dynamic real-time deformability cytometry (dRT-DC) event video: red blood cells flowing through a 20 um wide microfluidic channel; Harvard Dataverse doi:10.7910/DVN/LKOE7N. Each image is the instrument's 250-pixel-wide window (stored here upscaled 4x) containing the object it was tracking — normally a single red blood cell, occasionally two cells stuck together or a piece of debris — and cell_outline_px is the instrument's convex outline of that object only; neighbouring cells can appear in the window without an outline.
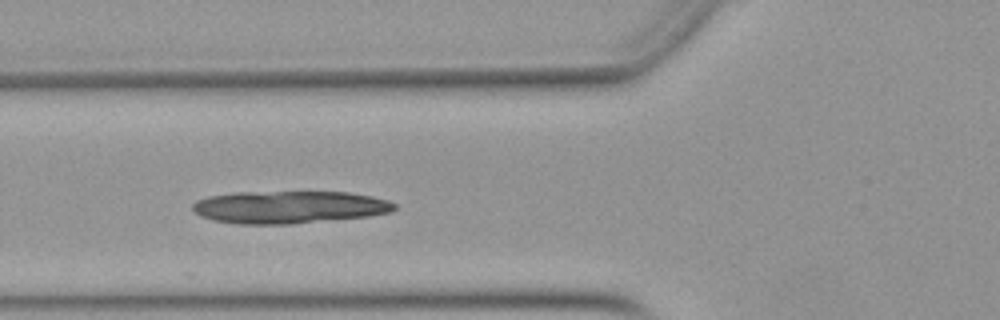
{"species": "Egyptian fruit bat (a non-hibernating species)", "species_latin": "Rousettus aegyptiacus", "temperature_condition": "warm", "stored_images_in_passage": 11, "camera_frame_rate_fps": 3000, "um_per_image_px": 0.085, "animal": {"sex": "female"}, "frame": {"image": 1, "passage_image": 4, "time_ms": 1.0, "image_size_px": [1000, 320], "cell_outline_px": [[396, 208], [392, 212], [368, 216], [288, 224], [240, 224], [212, 220], [200, 216], [192, 208], [192, 204], [196, 200], [208, 196], [236, 192], [348, 192], [372, 196], [388, 200], [396, 204]], "centroid_in_image_um": [24.57, 17.6], "position_along_channel_um": 101.2, "area_um2": 38.26}}
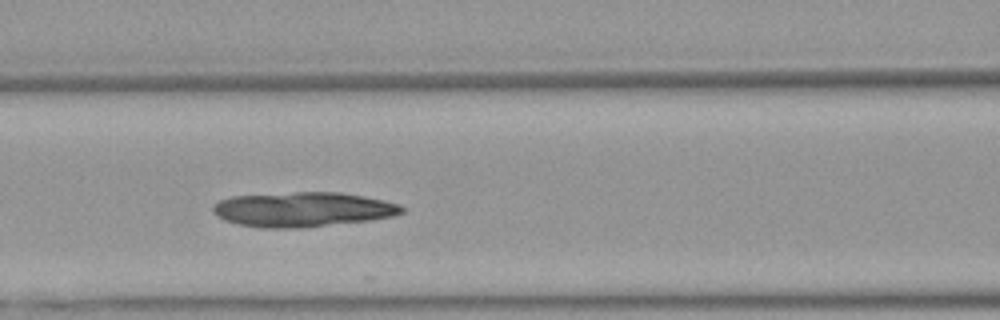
{"frame": {"image": 2, "passage_image": 7, "time_ms": 2.0, "image_size_px": [1000, 320], "cell_outline_px": [[404, 212], [392, 216], [372, 220], [300, 228], [264, 228], [240, 224], [224, 220], [216, 216], [212, 212], [212, 204], [220, 200], [232, 196], [296, 192], [340, 192], [384, 200], [400, 204], [404, 208]], "centroid_in_image_um": [25.73, 17.8], "position_along_channel_um": 140.9, "area_um2": 38.32}}
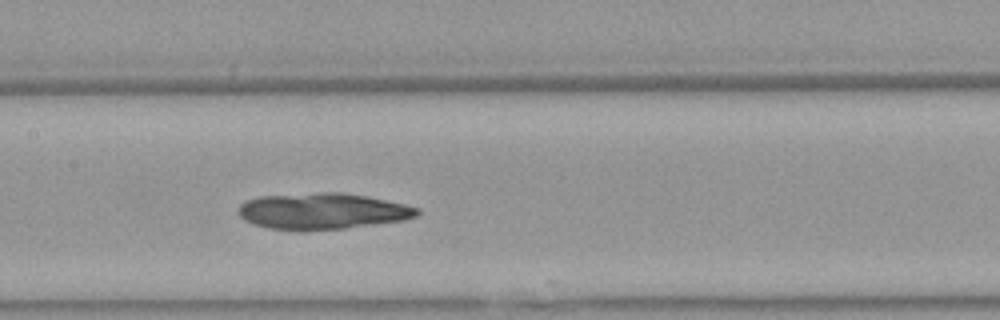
{"frame": {"image": 3, "passage_image": 10, "time_ms": 3.0, "image_size_px": [1000, 320], "cell_outline_px": [[420, 212], [416, 216], [404, 220], [344, 228], [300, 232], [268, 228], [252, 224], [244, 220], [240, 216], [240, 204], [244, 200], [260, 196], [316, 192], [340, 192], [368, 196], [404, 204], [420, 208]], "centroid_in_image_um": [27.38, 17.95], "position_along_channel_um": 180.0, "area_um2": 38.15}}